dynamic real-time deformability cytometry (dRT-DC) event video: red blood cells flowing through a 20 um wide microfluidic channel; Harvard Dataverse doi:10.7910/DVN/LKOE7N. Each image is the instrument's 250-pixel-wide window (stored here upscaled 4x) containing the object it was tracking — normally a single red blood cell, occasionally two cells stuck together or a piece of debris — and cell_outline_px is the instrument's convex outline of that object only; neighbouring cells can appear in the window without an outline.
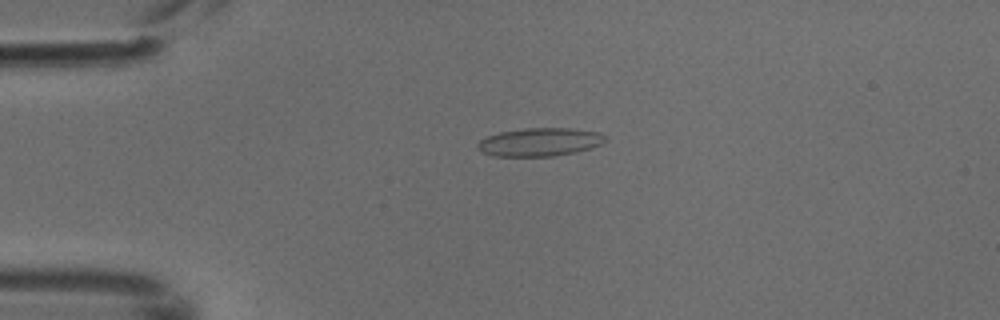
{"species": "common noctule bat (a hibernating species)", "species_latin": "Nyctalus noctula", "temperature_condition": "cold", "stored_images_in_passage": 7, "camera_frame_rate_fps": 3000, "um_per_image_px": 0.085, "animal": {"sex": "male", "body_mass_g": 18.8}, "frame": {"image": 1, "passage_image": 3, "time_ms": 0.667, "image_size_px": [1000, 320], "cell_outline_px": [[608, 140], [592, 148], [576, 152], [552, 156], [492, 156], [480, 152], [476, 148], [476, 144], [480, 140], [488, 136], [500, 132], [524, 128], [572, 128], [600, 132], [608, 136]], "centroid_in_image_um": [45.9, 12.07], "position_along_channel_um": 39.1, "area_um2": 21.33}}
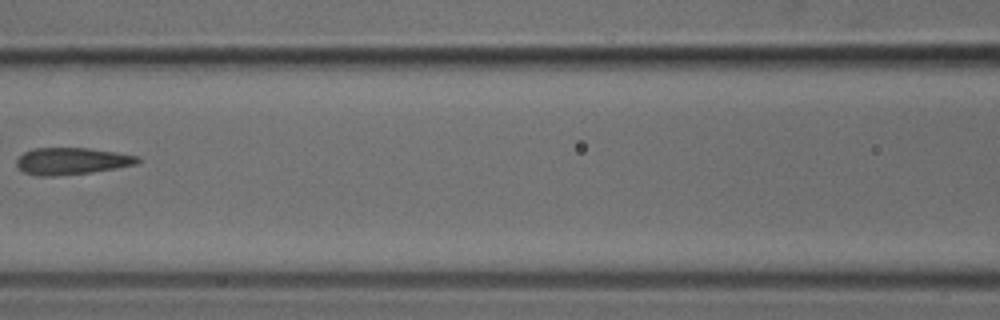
{"frame": {"image": 2, "passage_image": 6, "time_ms": 1.667, "image_size_px": [1000, 320], "cell_outline_px": [[140, 160], [136, 164], [116, 168], [92, 172], [56, 176], [36, 176], [24, 172], [16, 164], [16, 160], [24, 152], [36, 148], [88, 148], [116, 152], [140, 156]], "centroid_in_image_um": [6.1, 13.69], "position_along_channel_um": 160.5, "area_um2": 18.96}}
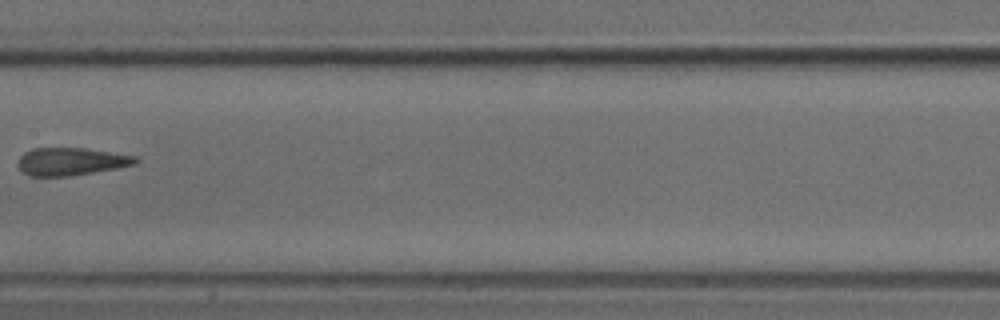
{"frame": {"image": 3, "passage_image": 7, "time_ms": 2.0, "image_size_px": [1000, 320], "cell_outline_px": [[140, 160], [136, 164], [116, 168], [68, 176], [28, 176], [16, 164], [20, 156], [24, 152], [32, 148], [88, 148], [136, 156]], "centroid_in_image_um": [6.03, 13.72], "position_along_channel_um": 201.4, "area_um2": 19.02}}